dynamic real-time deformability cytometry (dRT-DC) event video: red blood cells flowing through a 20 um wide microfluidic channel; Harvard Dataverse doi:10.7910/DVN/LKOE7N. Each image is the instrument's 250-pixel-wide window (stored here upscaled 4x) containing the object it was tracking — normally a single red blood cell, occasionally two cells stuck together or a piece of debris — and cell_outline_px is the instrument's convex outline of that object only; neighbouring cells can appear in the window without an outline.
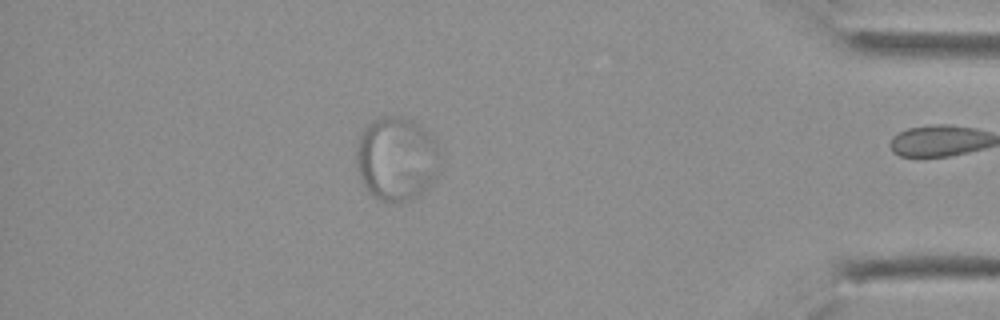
{"species": "Egyptian fruit bat (a non-hibernating species)", "species_latin": "Rousettus aegyptiacus", "temperature_condition": "cold", "stored_images_in_passage": 30, "segment_of_instrument_passage": [1, 2], "camera_frame_rate_fps": 3000, "um_per_image_px": 0.085, "animal": {"sex": "female"}, "frame": {"image": 1, "passage_image": 26, "time_ms": 8.333, "image_size_px": [1000, 320], "cell_outline_px": [[440, 152], [436, 176], [428, 188], [420, 196], [404, 204], [392, 204], [380, 200], [368, 192], [360, 180], [356, 168], [356, 148], [360, 136], [364, 128], [372, 120], [380, 116], [404, 116], [420, 124], [436, 140]], "centroid_in_image_um": [33.7, 13.52], "position_along_channel_um": 401.5, "area_um2": 42.08}}